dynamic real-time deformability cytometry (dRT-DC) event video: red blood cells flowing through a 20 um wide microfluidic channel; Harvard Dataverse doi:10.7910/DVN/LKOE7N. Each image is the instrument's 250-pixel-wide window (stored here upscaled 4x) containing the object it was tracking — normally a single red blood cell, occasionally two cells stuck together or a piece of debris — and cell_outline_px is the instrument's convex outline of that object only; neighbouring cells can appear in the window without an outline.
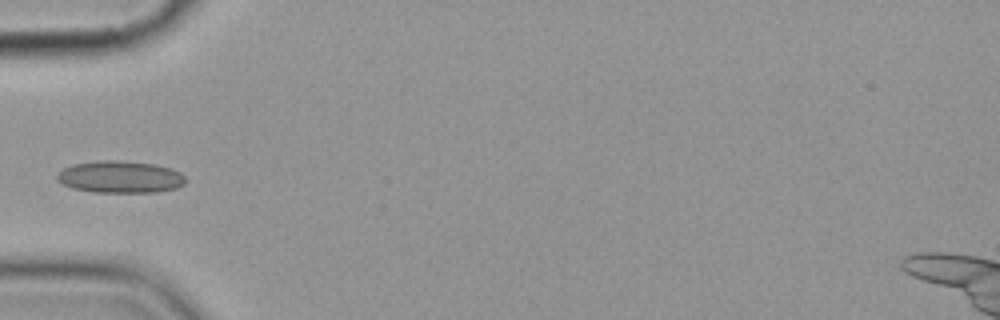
{"species": "common noctule bat (a hibernating species)", "species_latin": "Nyctalus noctula", "temperature_condition": "cold", "stored_images_in_passage": 7, "camera_frame_rate_fps": 3000, "um_per_image_px": 0.085, "animal": {"sex": "female", "body_mass_g": 19.9}, "frame": {"image": 1, "passage_image": 5, "time_ms": 4.667, "image_size_px": [1000, 320], "cell_outline_px": [[188, 180], [184, 184], [176, 188], [156, 192], [92, 192], [72, 188], [56, 180], [56, 176], [64, 168], [72, 164], [100, 160], [116, 160], [152, 164], [168, 168], [180, 172]], "centroid_in_image_um": [10.21, 15.04], "position_along_channel_um": 74.8, "area_um2": 23.93}}
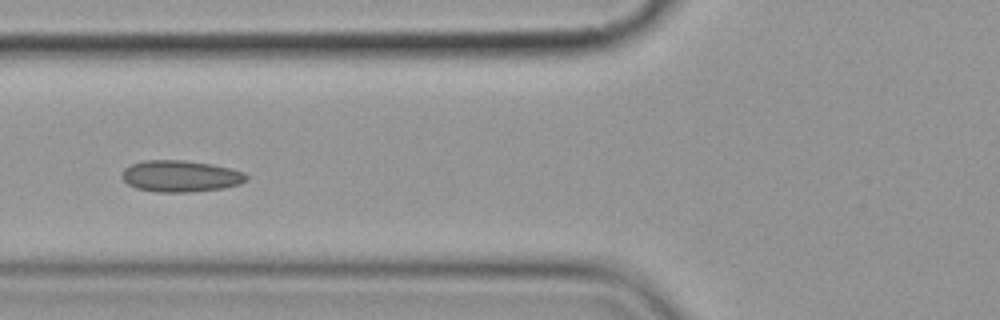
{"frame": {"image": 2, "passage_image": 6, "time_ms": 5.667, "image_size_px": [1000, 320], "cell_outline_px": [[248, 180], [240, 184], [224, 188], [184, 192], [156, 192], [136, 188], [128, 184], [120, 176], [124, 168], [132, 164], [144, 160], [184, 160], [212, 164], [244, 172], [248, 176]], "centroid_in_image_um": [15.34, 14.97], "position_along_channel_um": 110.5, "area_um2": 22.89}}
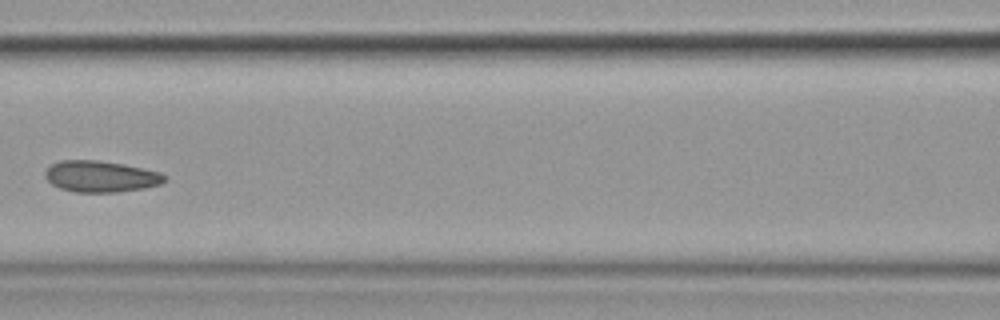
{"frame": {"image": 3, "passage_image": 7, "time_ms": 7.0, "image_size_px": [1000, 320], "cell_outline_px": [[168, 176], [160, 184], [144, 188], [116, 192], [76, 192], [60, 188], [52, 184], [44, 176], [44, 172], [52, 164], [60, 160], [100, 160], [124, 164], [160, 172]], "centroid_in_image_um": [8.56, 14.99], "position_along_channel_um": 158.0, "area_um2": 21.79}}